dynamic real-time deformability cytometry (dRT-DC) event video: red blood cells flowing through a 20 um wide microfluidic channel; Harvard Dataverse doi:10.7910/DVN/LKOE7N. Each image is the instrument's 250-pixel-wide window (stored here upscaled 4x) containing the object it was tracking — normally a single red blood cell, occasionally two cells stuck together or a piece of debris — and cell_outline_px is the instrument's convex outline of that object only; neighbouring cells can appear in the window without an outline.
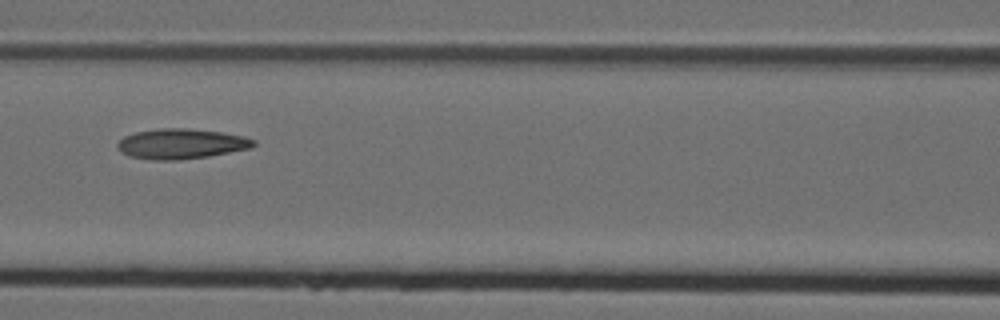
{"species": "Egyptian fruit bat (a non-hibernating species)", "species_latin": "Rousettus aegyptiacus", "temperature_condition": "cold", "stored_images_in_passage": 7, "camera_frame_rate_fps": 3000, "um_per_image_px": 0.085, "animal": {"sex": "female"}, "frame": {"image": 1, "passage_image": 7, "time_ms": 2.0, "image_size_px": [1000, 320], "cell_outline_px": [[256, 144], [252, 148], [208, 156], [176, 160], [152, 160], [128, 156], [120, 152], [116, 144], [124, 136], [136, 132], [160, 128], [188, 128], [220, 132], [244, 136], [256, 140]], "centroid_in_image_um": [15.4, 12.22], "position_along_channel_um": 151.2, "area_um2": 23.99}}